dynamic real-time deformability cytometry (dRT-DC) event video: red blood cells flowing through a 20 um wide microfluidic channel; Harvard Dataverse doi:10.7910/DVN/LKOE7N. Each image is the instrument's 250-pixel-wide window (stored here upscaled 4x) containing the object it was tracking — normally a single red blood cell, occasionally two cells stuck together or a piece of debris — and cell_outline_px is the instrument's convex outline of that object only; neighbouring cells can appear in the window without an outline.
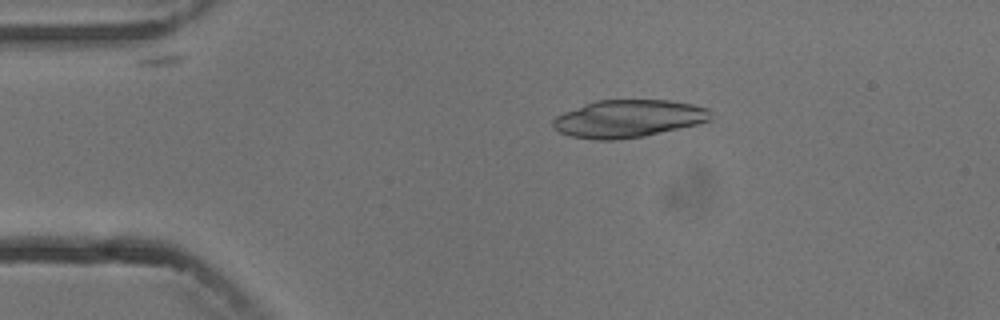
{"species": "common noctule bat (a hibernating species)", "species_latin": "Nyctalus noctula", "temperature_condition": "cold", "stored_images_in_passage": 4, "camera_frame_rate_fps": 3000, "um_per_image_px": 0.085, "animal": {"sex": "male", "body_mass_g": 13.3}, "frame": {"image": 1, "passage_image": 1, "time_ms": 0.0, "image_size_px": [1000, 320], "cell_outline_px": [[712, 116], [708, 120], [696, 124], [644, 136], [612, 140], [596, 140], [572, 136], [560, 132], [552, 128], [552, 120], [556, 116], [564, 112], [596, 100], [668, 100], [692, 104], [708, 108]], "centroid_in_image_um": [53.37, 10.08], "position_along_channel_um": 31.6, "area_um2": 34.28}}